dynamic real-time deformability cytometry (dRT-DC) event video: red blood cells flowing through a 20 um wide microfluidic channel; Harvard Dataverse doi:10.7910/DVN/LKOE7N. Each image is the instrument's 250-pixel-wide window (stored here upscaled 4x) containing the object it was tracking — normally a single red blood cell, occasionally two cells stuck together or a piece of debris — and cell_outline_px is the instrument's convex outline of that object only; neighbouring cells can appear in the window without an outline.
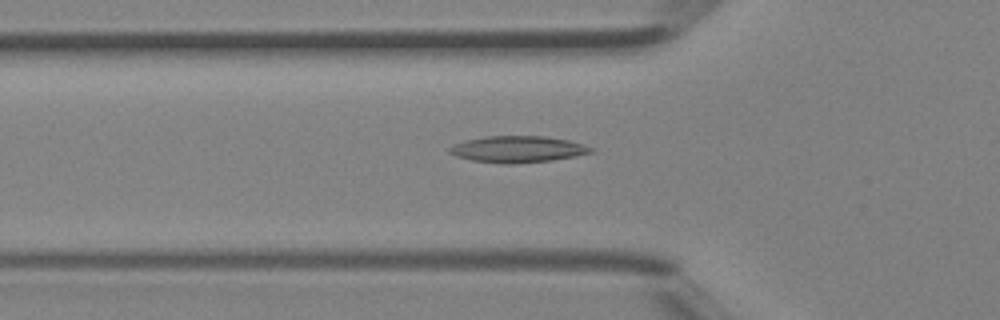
{"species": "Egyptian fruit bat (a non-hibernating species)", "species_latin": "Rousettus aegyptiacus", "temperature_condition": "room temperature", "stored_images_in_passage": 41, "camera_frame_rate_fps": 3000, "um_per_image_px": 0.085, "animal": {"sex": "female"}, "frame": {"image": 1, "passage_image": 14, "time_ms": 4.333, "image_size_px": [1000, 320], "cell_outline_px": [[596, 152], [576, 156], [552, 160], [508, 164], [472, 160], [456, 156], [448, 152], [448, 148], [452, 144], [464, 140], [488, 136], [544, 136], [568, 140], [592, 148]], "centroid_in_image_um": [43.98, 12.68], "position_along_channel_um": 81.8, "area_um2": 21.73}}
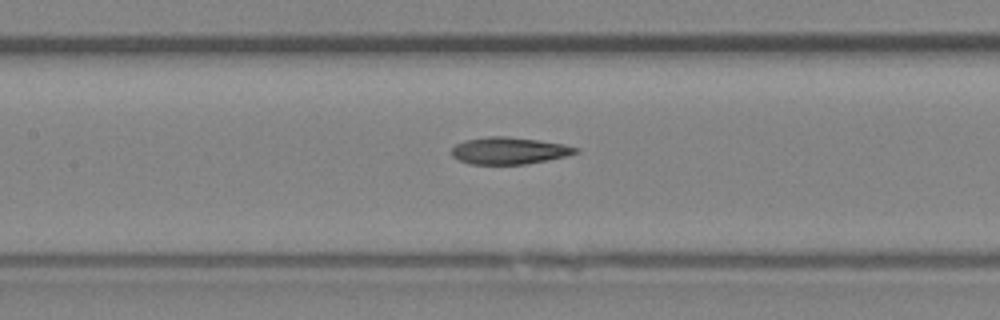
{"frame": {"image": 2, "passage_image": 19, "time_ms": 6.0, "image_size_px": [1000, 320], "cell_outline_px": [[580, 152], [548, 160], [524, 164], [468, 164], [452, 156], [452, 148], [456, 144], [464, 140], [488, 136], [508, 136], [564, 144], [580, 148]], "centroid_in_image_um": [43.27, 12.8], "position_along_channel_um": 164.1, "area_um2": 19.48}}
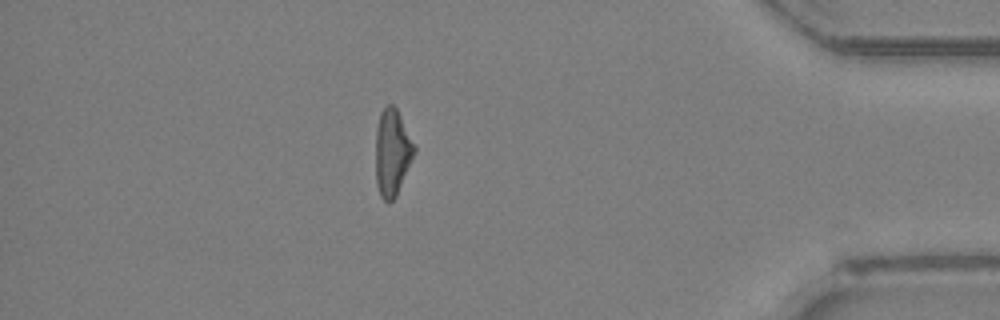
{"frame": {"image": 3, "passage_image": 36, "time_ms": 11.667, "image_size_px": [1000, 320], "cell_outline_px": [[416, 152], [396, 196], [388, 204], [380, 196], [376, 184], [376, 128], [380, 112], [388, 104], [392, 104], [396, 108], [416, 148]], "centroid_in_image_um": [33.33, 12.98], "position_along_channel_um": 401.9, "area_um2": 19.48}}